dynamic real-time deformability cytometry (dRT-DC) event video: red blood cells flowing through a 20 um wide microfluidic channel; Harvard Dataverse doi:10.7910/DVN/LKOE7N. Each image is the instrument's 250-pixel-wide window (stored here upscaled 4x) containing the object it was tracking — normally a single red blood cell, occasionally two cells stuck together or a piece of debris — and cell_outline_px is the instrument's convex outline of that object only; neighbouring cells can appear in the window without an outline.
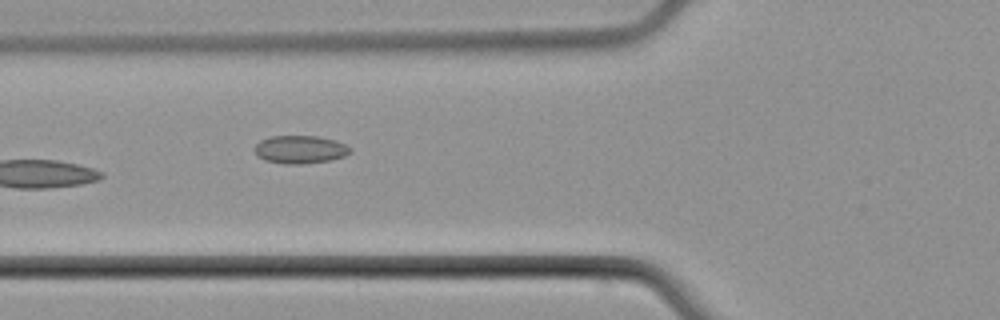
{"species": "common noctule bat (a hibernating species)", "species_latin": "Nyctalus noctula", "temperature_condition": "cold", "stored_images_in_passage": 6, "camera_frame_rate_fps": 3000, "um_per_image_px": 0.085, "animal": {"sex": "male", "body_mass_g": 21.5, "forearm_length_mm": 52.0}, "frame": {"image": 1, "passage_image": 6, "time_ms": 7.333, "image_size_px": [1000, 320], "cell_outline_px": [[352, 152], [344, 156], [328, 160], [304, 164], [284, 164], [264, 160], [256, 152], [256, 144], [260, 140], [272, 136], [316, 136], [336, 140], [352, 148]], "centroid_in_image_um": [25.54, 12.7], "position_along_channel_um": 100.3, "area_um2": 15.49}}